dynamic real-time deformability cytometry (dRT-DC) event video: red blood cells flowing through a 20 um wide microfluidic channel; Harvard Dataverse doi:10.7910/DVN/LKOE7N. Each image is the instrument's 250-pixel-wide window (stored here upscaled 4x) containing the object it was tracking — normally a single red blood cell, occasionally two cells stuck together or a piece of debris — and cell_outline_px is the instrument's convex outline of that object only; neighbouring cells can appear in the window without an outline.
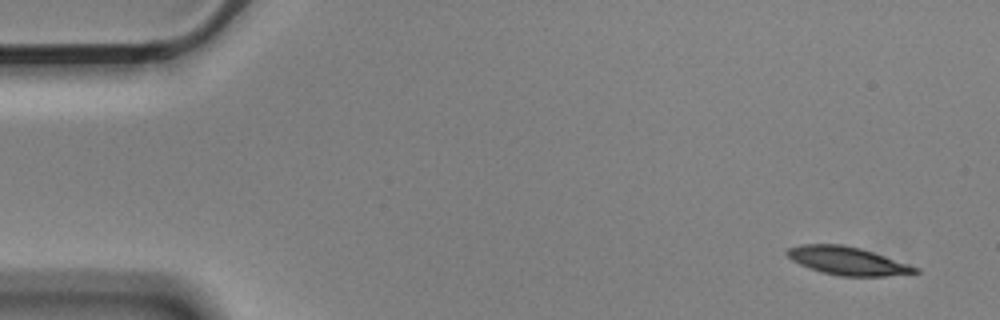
{"species": "Egyptian fruit bat (a non-hibernating species)", "species_latin": "Rousettus aegyptiacus", "temperature_condition": "cold", "stored_images_in_passage": 54, "camera_frame_rate_fps": 3000, "um_per_image_px": 0.085, "animal": {"sex": "male"}, "frame": {"image": 1, "passage_image": 1, "time_ms": 0.0, "image_size_px": [1000, 320], "cell_outline_px": [[920, 272], [884, 276], [840, 276], [824, 272], [800, 264], [792, 260], [784, 252], [788, 248], [800, 244], [840, 244], [860, 248], [920, 268]], "centroid_in_image_um": [72.01, 22.16], "position_along_channel_um": 13.0, "area_um2": 20.63}}
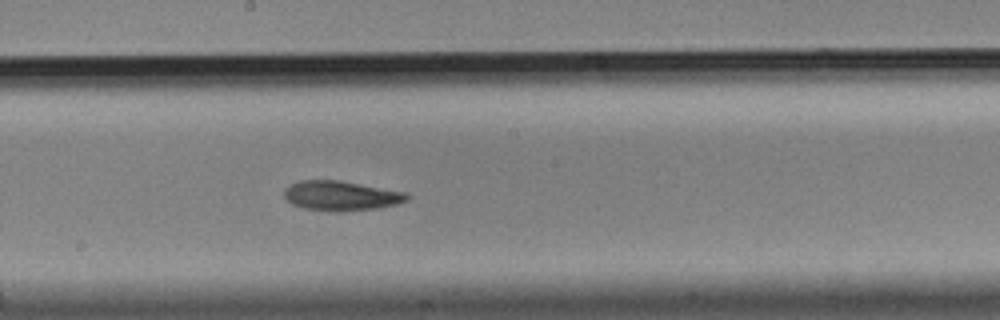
{"frame": {"image": 2, "passage_image": 28, "time_ms": 9.0, "image_size_px": [1000, 320], "cell_outline_px": [[408, 200], [396, 204], [376, 208], [344, 212], [328, 212], [304, 208], [292, 204], [284, 196], [284, 192], [292, 184], [300, 180], [340, 180], [408, 192]], "centroid_in_image_um": [29.02, 16.65], "position_along_channel_um": 219.2, "area_um2": 21.39}}
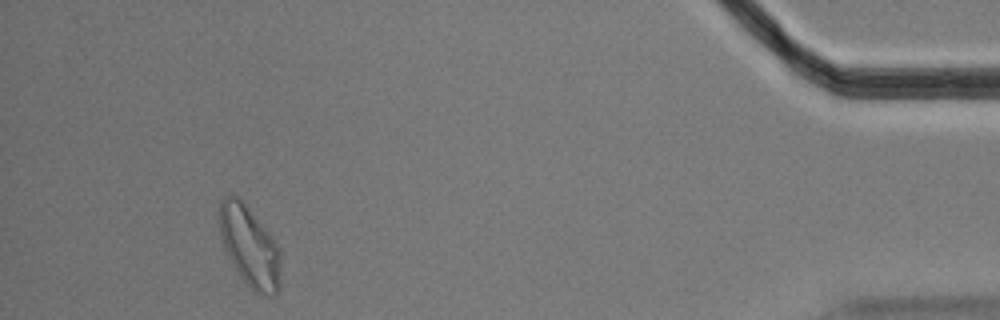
{"frame": {"image": 3, "passage_image": 50, "time_ms": 16.333, "image_size_px": [1000, 320], "cell_outline_px": [[280, 288], [268, 300], [252, 292], [240, 276], [232, 264], [224, 248], [220, 236], [220, 200], [224, 196], [236, 196], [244, 200], [276, 240], [280, 248]], "centroid_in_image_um": [21.26, 20.99], "position_along_channel_um": 413.9, "area_um2": 29.65}, "authors_computed_cell_mechanics": {"area_um2": 21.5016, "velocity_mm_per_s": 3.5469, "shape_relaxation_time_tau1_ms": 6.7261, "shape_relaxation_time_tau2_ms": 10.6022, "deformation_change_tau1": 0.1554, "deformation_change_tau2": 0.1791}}